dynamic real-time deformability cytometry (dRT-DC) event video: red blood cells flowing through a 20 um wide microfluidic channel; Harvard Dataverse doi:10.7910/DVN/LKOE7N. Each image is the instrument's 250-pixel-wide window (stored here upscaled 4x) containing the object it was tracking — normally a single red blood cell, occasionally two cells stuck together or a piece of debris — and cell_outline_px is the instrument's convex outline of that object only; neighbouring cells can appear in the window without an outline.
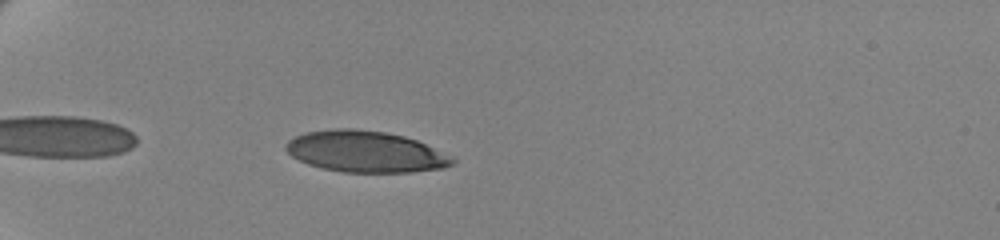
{"species": "human", "species_latin": "Homo sapiens", "temperature_condition": "cold", "stored_images_in_passage": 44, "camera_frame_rate_fps": 3000, "um_per_image_px": 0.085, "donor": {"sex": "female"}, "frame": {"image": 1, "passage_image": 4, "time_ms": 1.0, "image_size_px": [1000, 240], "cell_outline_px": [[456, 160], [452, 164], [444, 168], [408, 172], [344, 172], [320, 168], [308, 164], [292, 156], [284, 148], [288, 140], [296, 136], [308, 132], [336, 128], [352, 128], [384, 132], [404, 136], [416, 140]], "centroid_in_image_um": [31.02, 12.89], "position_along_channel_um": 54.0, "area_um2": 39.59}}
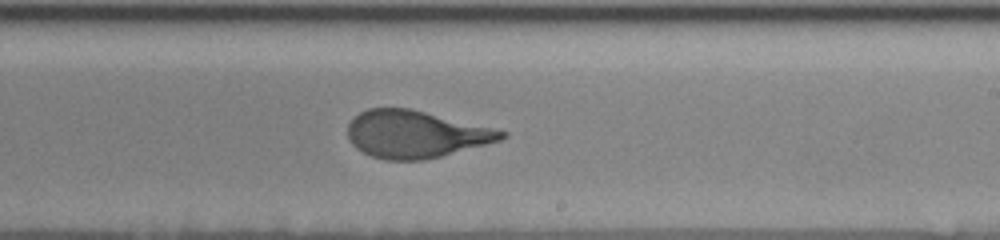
{"frame": {"image": 2, "passage_image": 24, "time_ms": 7.667, "image_size_px": [1000, 240], "cell_outline_px": [[508, 136], [500, 140], [440, 156], [424, 160], [384, 160], [372, 156], [356, 148], [348, 140], [348, 124], [360, 112], [368, 108], [408, 108], [492, 128], [508, 132]], "centroid_in_image_um": [35.28, 11.41], "position_along_channel_um": 253.7, "area_um2": 41.79}}
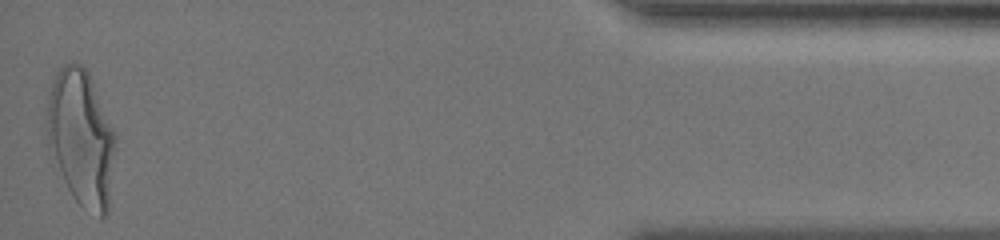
{"frame": {"image": 3, "passage_image": 44, "time_ms": 14.333, "image_size_px": [1000, 240], "cell_outline_px": [[116, 136], [108, 212], [100, 220], [80, 204], [72, 196], [48, 148], [48, 100], [52, 80], [60, 68], [64, 64], [80, 64], [88, 72]], "centroid_in_image_um": [6.91, 11.75], "position_along_channel_um": 428.3, "area_um2": 53.41}, "authors_computed_cell_mechanics": {"area_um2": 43.6101, "velocity_mm_per_s": 3.4791, "shape_relaxation_time_tau1_ms": 4.1123, "shape_relaxation_time_tau2_ms": null, "deformation_change_tau1": 0.1927, "deformation_change_tau2": null}}